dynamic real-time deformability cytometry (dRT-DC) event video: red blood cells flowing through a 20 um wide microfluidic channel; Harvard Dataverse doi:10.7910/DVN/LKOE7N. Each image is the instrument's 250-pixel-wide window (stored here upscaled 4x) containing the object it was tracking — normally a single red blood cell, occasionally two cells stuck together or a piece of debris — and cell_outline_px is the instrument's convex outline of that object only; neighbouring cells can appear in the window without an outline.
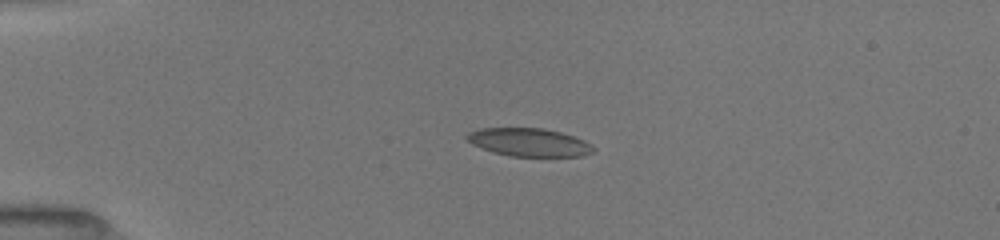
{"species": "common noctule bat (a hibernating species)", "species_latin": "Nyctalus noctula", "temperature_condition": "room temperature", "stored_images_in_passage": 27, "camera_frame_rate_fps": 3000, "um_per_image_px": 0.085, "animal": {"sex": "female", "body_mass_g": 19.5, "forearm_length_mm": 54.1}, "frame": {"image": 1, "passage_image": 10, "time_ms": 4.0, "image_size_px": [1000, 240], "cell_outline_px": [[596, 148], [592, 152], [584, 156], [512, 156], [492, 152], [472, 144], [464, 136], [468, 132], [480, 128], [544, 128], [560, 132], [584, 140], [592, 144]], "centroid_in_image_um": [44.97, 12.09], "position_along_channel_um": 40.0, "area_um2": 20.75}}
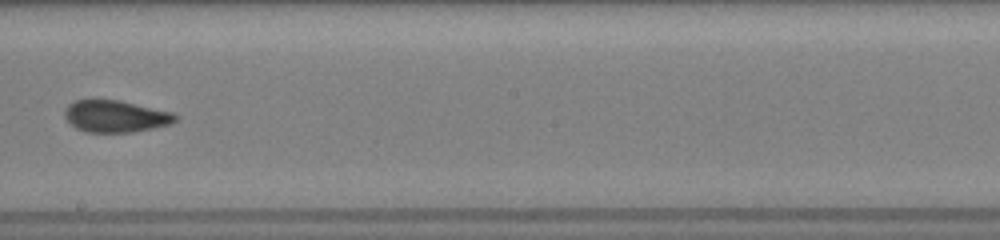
{"frame": {"image": 2, "passage_image": 19, "time_ms": 10.0, "image_size_px": [1000, 240], "cell_outline_px": [[180, 116], [172, 124], [132, 132], [88, 132], [76, 128], [64, 116], [64, 112], [68, 104], [76, 100], [96, 96], [120, 100], [172, 112]], "centroid_in_image_um": [9.8, 9.84], "position_along_channel_um": 238.4, "area_um2": 21.15}}
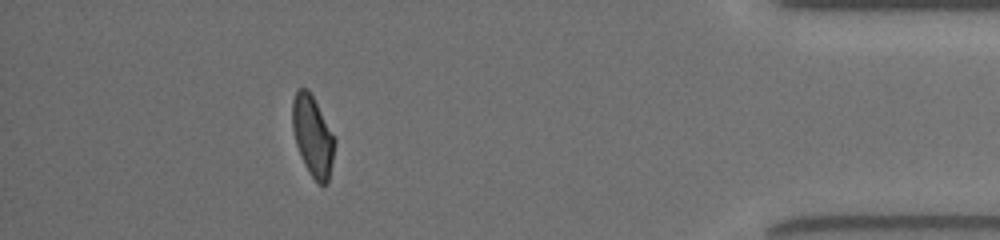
{"frame": {"image": 3, "passage_image": 27, "time_ms": 15.333, "image_size_px": [1000, 240], "cell_outline_px": [[336, 140], [328, 184], [320, 184], [312, 176], [304, 164], [296, 144], [292, 128], [292, 100], [296, 92], [300, 88], [308, 88]], "centroid_in_image_um": [26.57, 11.56], "position_along_channel_um": 408.6, "area_um2": 19.54}, "authors_computed_cell_mechanics": {"area_um2": 21.1548, "velocity_mm_per_s": 4.0095, "shape_relaxation_time_tau1_ms": 5.4802, "shape_relaxation_time_tau2_ms": 0.822, "deformation_change_tau1": 0.1143, "deformation_change_tau2": 0.0461}}